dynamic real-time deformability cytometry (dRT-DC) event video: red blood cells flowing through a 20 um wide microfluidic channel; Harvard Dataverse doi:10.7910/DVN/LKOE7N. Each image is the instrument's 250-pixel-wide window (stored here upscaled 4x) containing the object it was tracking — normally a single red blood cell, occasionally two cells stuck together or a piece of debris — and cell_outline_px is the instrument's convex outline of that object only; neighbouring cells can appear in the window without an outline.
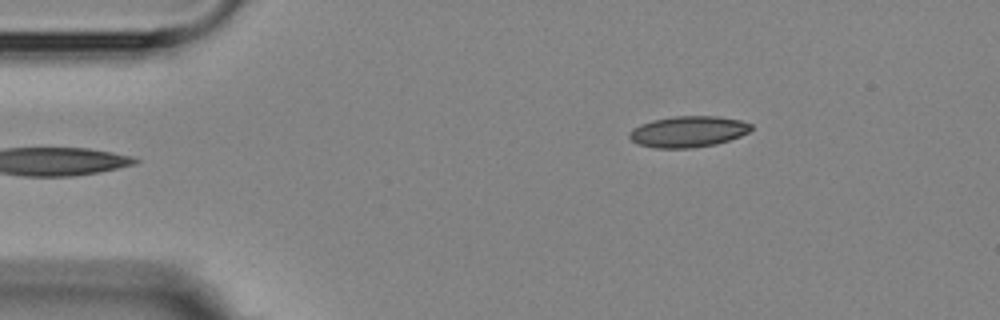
{"species": "Egyptian fruit bat (a non-hibernating species)", "species_latin": "Rousettus aegyptiacus", "temperature_condition": "room temperature", "stored_images_in_passage": 4, "camera_frame_rate_fps": 3000, "um_per_image_px": 0.085, "animal": {"sex": "female"}, "frame": {"image": 1, "passage_image": 4, "time_ms": 3.333, "image_size_px": [1000, 320], "cell_outline_px": [[752, 128], [748, 132], [740, 136], [716, 144], [692, 148], [656, 148], [636, 144], [628, 136], [628, 132], [632, 128], [640, 124], [652, 120], [676, 116], [716, 116], [740, 120], [752, 124]], "centroid_in_image_um": [58.46, 11.19], "position_along_channel_um": 26.5, "area_um2": 22.14}}